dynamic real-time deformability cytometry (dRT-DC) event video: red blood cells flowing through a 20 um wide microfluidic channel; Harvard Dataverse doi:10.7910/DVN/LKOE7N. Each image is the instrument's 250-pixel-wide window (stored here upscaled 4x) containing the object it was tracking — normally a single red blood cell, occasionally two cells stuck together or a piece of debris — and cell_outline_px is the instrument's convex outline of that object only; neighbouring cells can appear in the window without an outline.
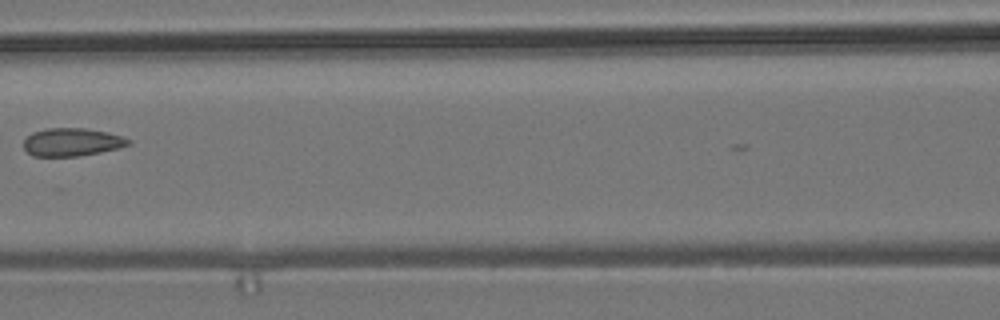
{"species": "common noctule bat (a hibernating species)", "species_latin": "Nyctalus noctula", "temperature_condition": "room temperature", "stored_images_in_passage": 6, "camera_frame_rate_fps": 3000, "um_per_image_px": 0.085, "animal": {"sex": "male", "body_mass_g": 19.2, "forearm_length_mm": 51.8}, "frame": {"image": 1, "passage_image": 4, "time_ms": 3.667, "image_size_px": [1000, 320], "cell_outline_px": [[132, 144], [120, 148], [80, 156], [32, 156], [24, 148], [24, 140], [32, 132], [44, 128], [84, 128], [108, 132], [132, 140]], "centroid_in_image_um": [6.13, 12.07], "position_along_channel_um": 160.5, "area_um2": 17.22}}
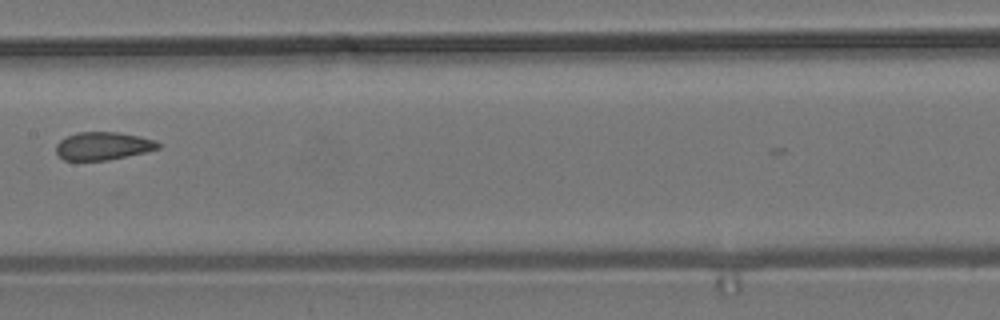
{"frame": {"image": 2, "passage_image": 5, "time_ms": 4.667, "image_size_px": [1000, 320], "cell_outline_px": [[160, 148], [144, 152], [108, 160], [64, 160], [56, 152], [56, 144], [60, 140], [76, 132], [116, 132], [140, 136], [156, 140], [160, 144]], "centroid_in_image_um": [8.76, 12.4], "position_along_channel_um": 198.6, "area_um2": 16.53}}